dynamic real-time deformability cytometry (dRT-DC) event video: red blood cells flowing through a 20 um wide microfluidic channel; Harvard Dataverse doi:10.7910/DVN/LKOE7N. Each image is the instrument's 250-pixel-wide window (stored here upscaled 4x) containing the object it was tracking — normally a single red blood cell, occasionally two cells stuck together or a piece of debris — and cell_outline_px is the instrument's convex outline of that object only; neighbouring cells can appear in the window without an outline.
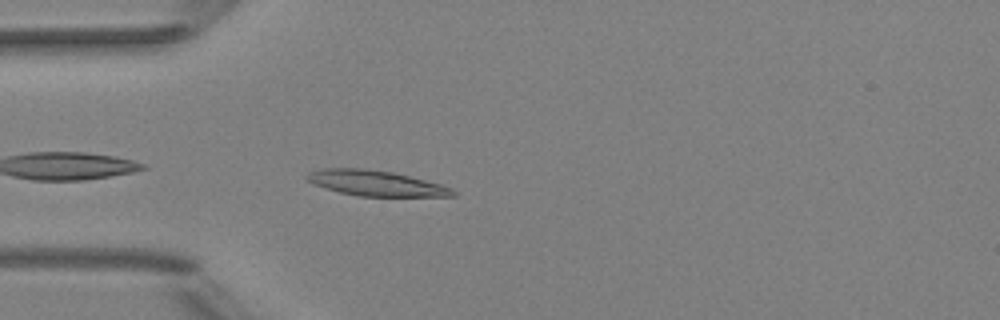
{"species": "Egyptian fruit bat (a non-hibernating species)", "species_latin": "Rousettus aegyptiacus", "temperature_condition": "room temperature", "stored_images_in_passage": 39, "camera_frame_rate_fps": 3000, "um_per_image_px": 0.085, "animal": {"sex": "female"}, "frame": {"image": 1, "passage_image": 2, "time_ms": 0.333, "image_size_px": [1000, 320], "cell_outline_px": [[456, 196], [356, 196], [340, 192], [312, 184], [304, 176], [308, 172], [324, 168], [364, 168], [392, 172], [440, 184], [452, 188], [456, 192]], "centroid_in_image_um": [31.91, 15.57], "position_along_channel_um": 53.1, "area_um2": 21.5}}
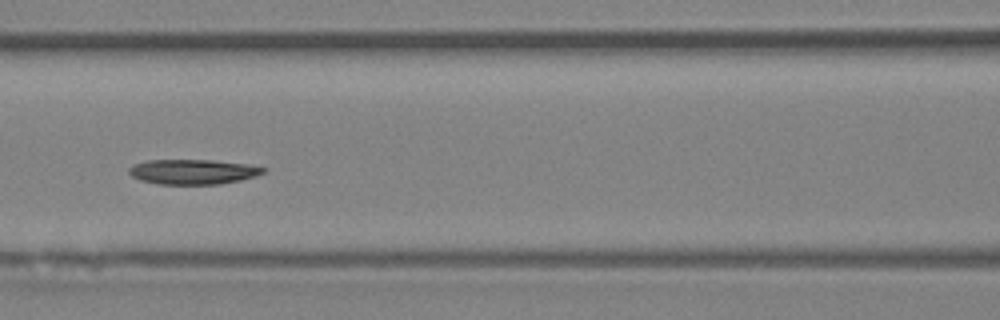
{"frame": {"image": 2, "passage_image": 10, "time_ms": 3.0, "image_size_px": [1000, 320], "cell_outline_px": [[268, 168], [264, 172], [256, 176], [240, 180], [220, 184], [160, 184], [140, 180], [132, 176], [128, 172], [128, 168], [132, 164], [148, 160], [212, 160], [244, 164]], "centroid_in_image_um": [16.37, 14.6], "position_along_channel_um": 150.2, "area_um2": 19.48}}
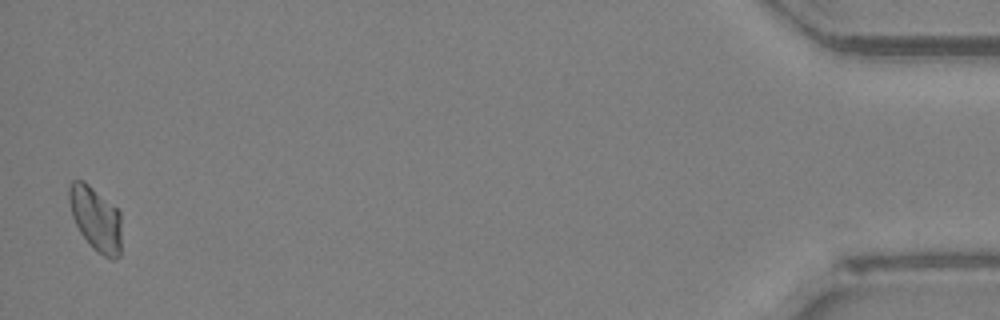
{"frame": {"image": 3, "passage_image": 38, "time_ms": 12.333, "image_size_px": [1000, 320], "cell_outline_px": [[120, 256], [112, 260], [96, 252], [92, 248], [80, 232], [72, 216], [68, 200], [68, 184], [72, 180], [84, 180], [116, 208], [120, 212]], "centroid_in_image_um": [8.11, 18.59], "position_along_channel_um": 427.1, "area_um2": 19.71}, "authors_computed_cell_mechanics": {"area_um2": 19.7676, "velocity_mm_per_s": 3.9556, "shape_relaxation_time_tau1_ms": 4.1577, "shape_relaxation_time_tau2_ms": null, "deformation_change_tau1": 0.1323, "deformation_change_tau2": null}}